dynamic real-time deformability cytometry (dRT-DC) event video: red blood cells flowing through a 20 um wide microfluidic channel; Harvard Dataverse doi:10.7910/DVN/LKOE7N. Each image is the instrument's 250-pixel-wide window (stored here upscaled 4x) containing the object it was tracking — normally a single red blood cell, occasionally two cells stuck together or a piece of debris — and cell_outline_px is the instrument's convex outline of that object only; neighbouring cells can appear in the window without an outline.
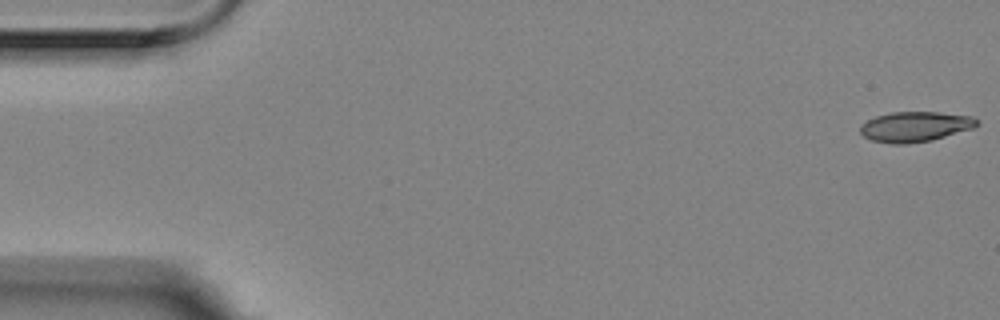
{"species": "Egyptian fruit bat (a non-hibernating species)", "species_latin": "Rousettus aegyptiacus", "temperature_condition": "room temperature", "stored_images_in_passage": 8, "camera_frame_rate_fps": 3000, "um_per_image_px": 0.085, "animal": {"sex": "female"}, "frame": {"image": 1, "passage_image": 1, "time_ms": 0.0, "image_size_px": [1000, 320], "cell_outline_px": [[980, 124], [972, 128], [932, 140], [908, 144], [892, 144], [872, 140], [864, 136], [860, 132], [860, 124], [876, 116], [892, 112], [940, 112], [972, 116], [980, 120]], "centroid_in_image_um": [77.8, 10.76], "position_along_channel_um": 7.2, "area_um2": 20.58}}
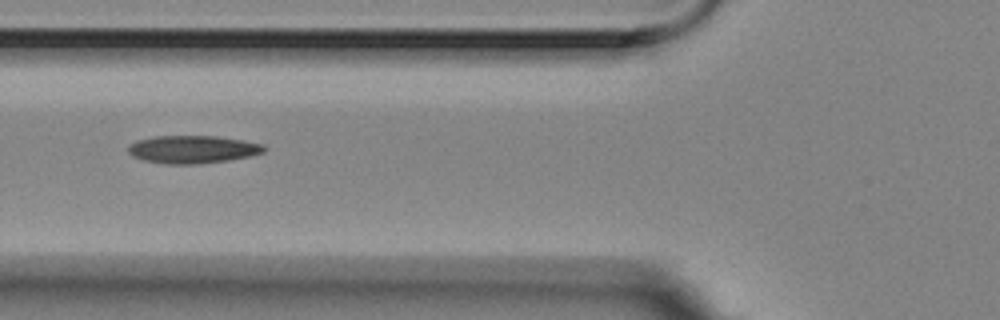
{"frame": {"image": 2, "passage_image": 7, "time_ms": 2.0, "image_size_px": [1000, 320], "cell_outline_px": [[268, 148], [264, 152], [248, 156], [228, 160], [200, 164], [164, 164], [144, 160], [132, 156], [128, 152], [128, 144], [136, 140], [156, 136], [216, 136], [244, 140], [264, 144]], "centroid_in_image_um": [16.37, 12.69], "position_along_channel_um": 109.4, "area_um2": 22.2}}
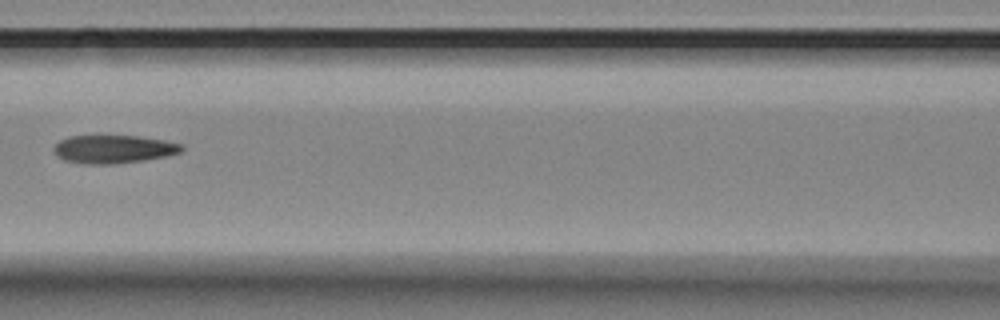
{"frame": {"image": 3, "passage_image": 8, "time_ms": 2.333, "image_size_px": [1000, 320], "cell_outline_px": [[184, 148], [180, 152], [168, 156], [144, 160], [116, 164], [84, 164], [64, 160], [56, 156], [52, 148], [60, 140], [68, 136], [140, 136], [164, 140], [184, 144]], "centroid_in_image_um": [9.65, 12.68], "position_along_channel_um": 156.9, "area_um2": 21.21}}